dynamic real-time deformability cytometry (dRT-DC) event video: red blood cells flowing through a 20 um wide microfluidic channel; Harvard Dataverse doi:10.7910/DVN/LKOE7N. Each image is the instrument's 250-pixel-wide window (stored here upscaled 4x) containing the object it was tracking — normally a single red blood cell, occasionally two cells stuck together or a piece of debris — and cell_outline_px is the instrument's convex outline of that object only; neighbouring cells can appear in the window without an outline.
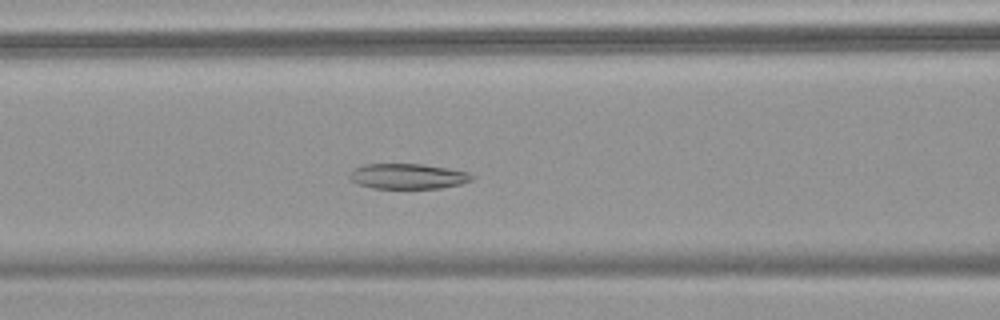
{"species": "common noctule bat (a hibernating species)", "species_latin": "Nyctalus noctula", "temperature_condition": "warm", "stored_images_in_passage": 53, "camera_frame_rate_fps": 3000, "um_per_image_px": 0.085, "animal": {"sex": "female", "body_mass_g": 18.4}, "frame": {"image": 1, "passage_image": 22, "time_ms": 7.0, "image_size_px": [1000, 320], "cell_outline_px": [[472, 180], [460, 184], [440, 188], [372, 188], [360, 184], [352, 180], [348, 176], [352, 168], [364, 164], [424, 164], [468, 172], [472, 176]], "centroid_in_image_um": [34.63, 14.97], "position_along_channel_um": 132.0, "area_um2": 17.92}}
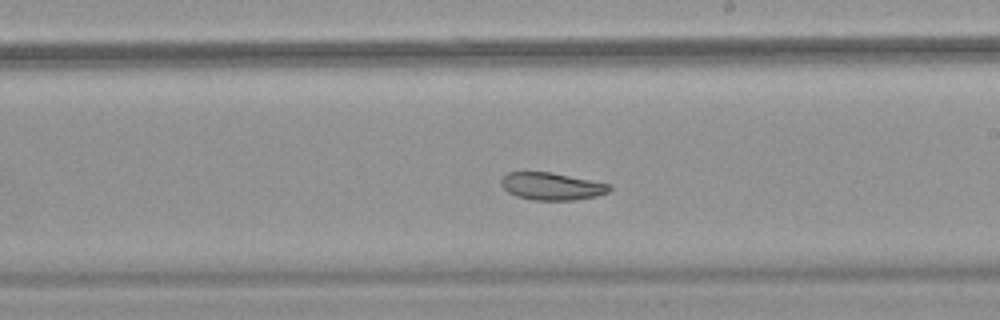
{"frame": {"image": 2, "passage_image": 31, "time_ms": 10.0, "image_size_px": [1000, 320], "cell_outline_px": [[612, 188], [608, 192], [596, 196], [576, 200], [532, 200], [516, 196], [508, 192], [500, 184], [500, 180], [508, 172], [552, 172], [612, 184]], "centroid_in_image_um": [46.91, 15.83], "position_along_channel_um": 242.1, "area_um2": 17.46}}
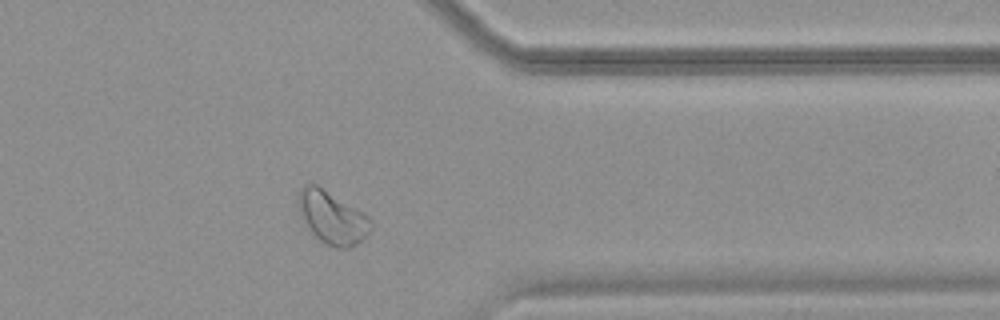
{"frame": {"image": 3, "passage_image": 43, "time_ms": 14.0, "image_size_px": [1000, 320], "cell_outline_px": [[372, 228], [356, 244], [348, 248], [336, 248], [324, 244], [308, 228], [300, 216], [300, 188], [304, 184], [316, 184], [368, 216], [372, 224]], "centroid_in_image_um": [28.23, 18.51], "position_along_channel_um": 383.2, "area_um2": 21.62}, "authors_computed_cell_mechanics": {"area_um2": 23.0044, "velocity_mm_per_s": 3.6906, "shape_relaxation_time_tau1_ms": null, "shape_relaxation_time_tau2_ms": 5.0455, "deformation_change_tau1": null, "deformation_change_tau2": 0.0987}}